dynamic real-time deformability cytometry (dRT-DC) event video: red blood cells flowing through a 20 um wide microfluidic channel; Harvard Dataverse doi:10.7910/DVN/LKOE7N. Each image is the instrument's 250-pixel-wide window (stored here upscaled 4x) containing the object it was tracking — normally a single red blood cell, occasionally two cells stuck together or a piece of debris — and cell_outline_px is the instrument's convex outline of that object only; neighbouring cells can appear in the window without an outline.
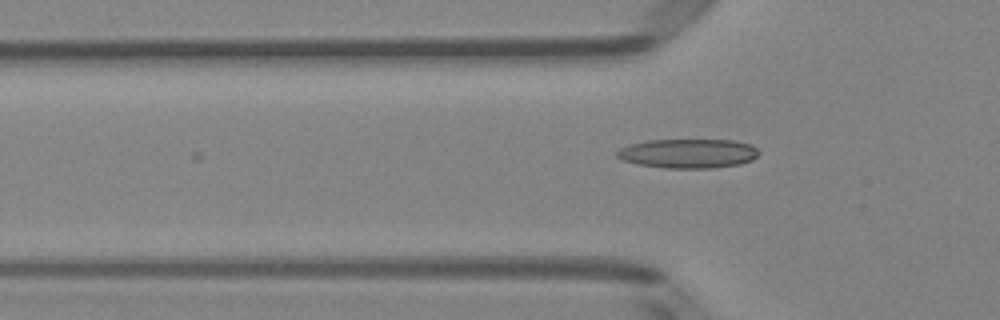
{"species": "Egyptian fruit bat (a non-hibernating species)", "species_latin": "Rousettus aegyptiacus", "temperature_condition": "room temperature", "stored_images_in_passage": 16, "camera_frame_rate_fps": 3000, "um_per_image_px": 0.085, "animal": {"sex": "female"}, "frame": {"image": 1, "passage_image": 16, "time_ms": 5.0, "image_size_px": [1000, 320], "cell_outline_px": [[760, 152], [752, 160], [740, 164], [712, 168], [664, 168], [640, 164], [624, 160], [616, 156], [616, 152], [620, 148], [628, 144], [648, 140], [732, 140], [752, 144]], "centroid_in_image_um": [58.51, 13.04], "position_along_channel_um": 67.3, "area_um2": 24.22}}